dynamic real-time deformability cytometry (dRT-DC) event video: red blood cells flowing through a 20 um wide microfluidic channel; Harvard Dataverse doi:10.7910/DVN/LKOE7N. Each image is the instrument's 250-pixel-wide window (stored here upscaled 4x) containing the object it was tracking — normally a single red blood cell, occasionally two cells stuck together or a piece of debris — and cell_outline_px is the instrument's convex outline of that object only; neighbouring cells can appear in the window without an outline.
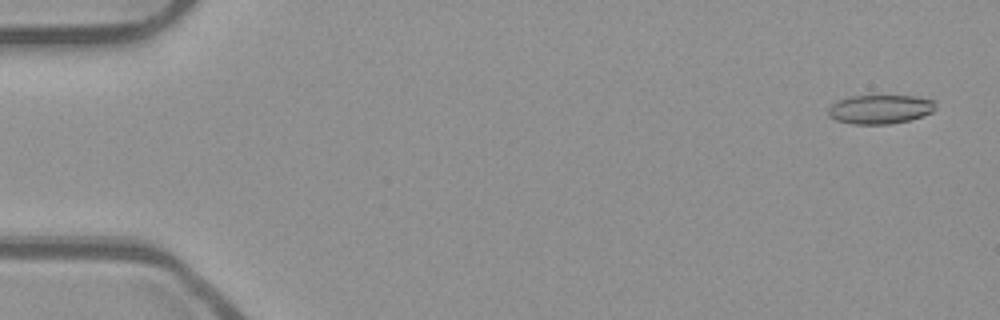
{"species": "common noctule bat (a hibernating species)", "species_latin": "Nyctalus noctula", "temperature_condition": "room temperature", "stored_images_in_passage": 53, "camera_frame_rate_fps": 3000, "um_per_image_px": 0.085, "animal": {"sex": "male", "body_mass_g": 23.1, "forearm_length_mm": 52.7}, "frame": {"image": 1, "passage_image": 3, "time_ms": 0.667, "image_size_px": [1000, 320], "cell_outline_px": [[936, 108], [932, 112], [924, 116], [908, 120], [888, 124], [852, 124], [836, 120], [828, 116], [828, 108], [832, 104], [848, 96], [916, 96], [936, 100]], "centroid_in_image_um": [74.84, 9.28], "position_along_channel_um": 10.2, "area_um2": 18.26}}
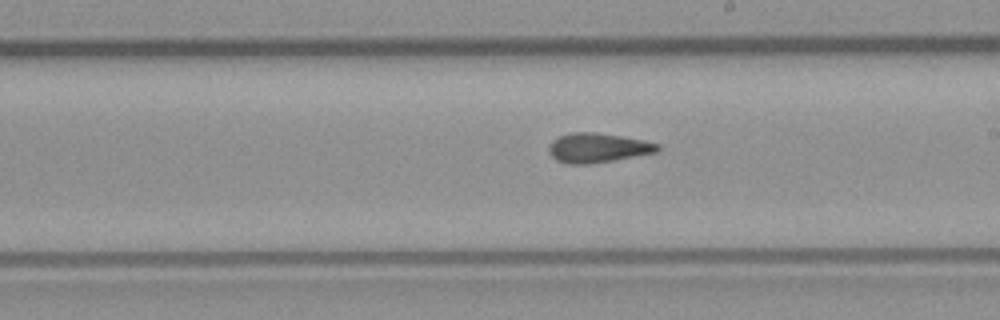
{"frame": {"image": 2, "passage_image": 31, "time_ms": 10.0, "image_size_px": [1000, 320], "cell_outline_px": [[660, 148], [656, 152], [612, 160], [588, 164], [568, 164], [556, 160], [552, 156], [548, 148], [560, 136], [572, 132], [596, 132], [644, 140], [660, 144]], "centroid_in_image_um": [50.83, 12.56], "position_along_channel_um": 238.2, "area_um2": 18.32}}
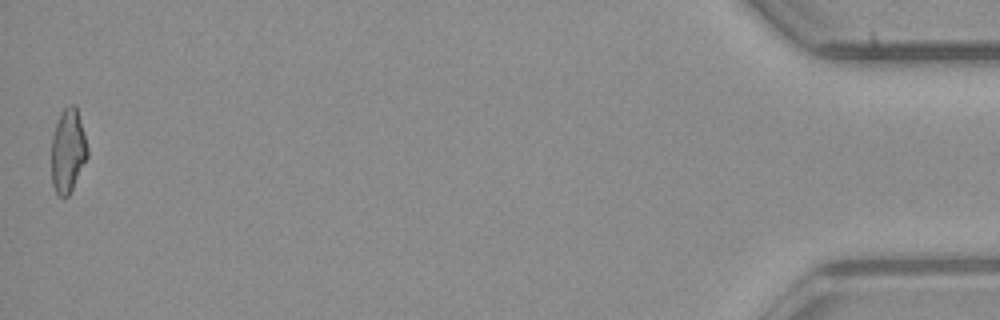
{"frame": {"image": 3, "passage_image": 53, "time_ms": 17.333, "image_size_px": [1000, 320], "cell_outline_px": [[88, 156], [68, 196], [60, 196], [56, 192], [52, 184], [52, 136], [60, 112], [68, 104], [76, 104], [84, 132], [88, 148]], "centroid_in_image_um": [5.78, 12.76], "position_along_channel_um": 429.4, "area_um2": 17.51}, "authors_computed_cell_mechanics": {"area_um2": 18.2648, "velocity_mm_per_s": 3.969, "shape_relaxation_time_tau1_ms": null, "shape_relaxation_time_tau2_ms": 2.3732, "deformation_change_tau1": null, "deformation_change_tau2": 0.1111}}